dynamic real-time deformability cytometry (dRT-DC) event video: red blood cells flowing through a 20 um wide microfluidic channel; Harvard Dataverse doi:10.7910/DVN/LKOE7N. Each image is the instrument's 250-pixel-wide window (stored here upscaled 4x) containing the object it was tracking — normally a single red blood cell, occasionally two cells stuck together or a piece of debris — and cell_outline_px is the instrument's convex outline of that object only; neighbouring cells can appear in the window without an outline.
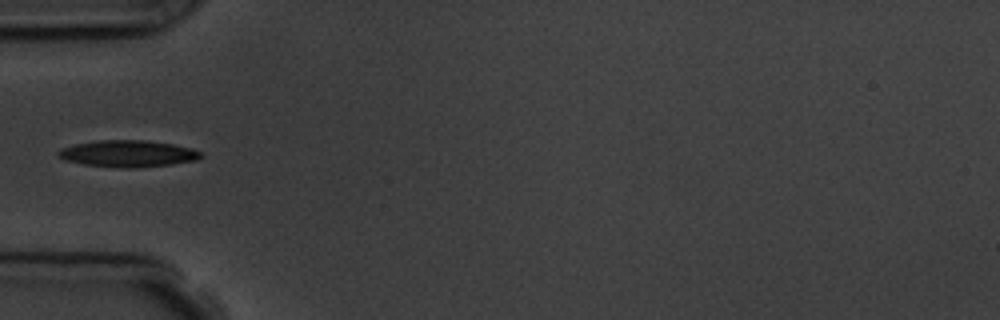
{"species": "common noctule bat (a hibernating species)", "species_latin": "Nyctalus noctula", "temperature_condition": "room temperature", "stored_images_in_passage": 8, "camera_frame_rate_fps": 3000, "um_per_image_px": 0.085, "animal": {"sex": "male", "body_mass_g": 19.5, "forearm_length_mm": 54.6}, "frame": {"image": 1, "passage_image": 5, "time_ms": 5.667, "image_size_px": [1000, 320], "cell_outline_px": [[204, 156], [196, 160], [172, 164], [136, 168], [124, 168], [84, 164], [64, 160], [56, 156], [56, 152], [60, 148], [76, 144], [96, 140], [144, 140], [172, 144], [192, 148], [200, 152]], "centroid_in_image_um": [10.85, 13.06], "position_along_channel_um": 74.2, "area_um2": 22.25}}